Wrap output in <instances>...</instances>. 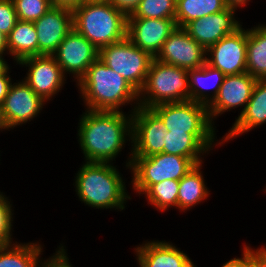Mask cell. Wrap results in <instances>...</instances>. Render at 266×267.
<instances>
[{"label": "cell", "mask_w": 266, "mask_h": 267, "mask_svg": "<svg viewBox=\"0 0 266 267\" xmlns=\"http://www.w3.org/2000/svg\"><path fill=\"white\" fill-rule=\"evenodd\" d=\"M79 121L78 141L87 162L111 163L132 140V114L86 109Z\"/></svg>", "instance_id": "1"}, {"label": "cell", "mask_w": 266, "mask_h": 267, "mask_svg": "<svg viewBox=\"0 0 266 267\" xmlns=\"http://www.w3.org/2000/svg\"><path fill=\"white\" fill-rule=\"evenodd\" d=\"M77 84L88 110L121 112L120 107L130 102L132 111L139 107V92L99 58Z\"/></svg>", "instance_id": "2"}, {"label": "cell", "mask_w": 266, "mask_h": 267, "mask_svg": "<svg viewBox=\"0 0 266 267\" xmlns=\"http://www.w3.org/2000/svg\"><path fill=\"white\" fill-rule=\"evenodd\" d=\"M76 174V194L80 201L92 208L122 211L125 202L131 197L126 192L125 182L118 169L107 162H87Z\"/></svg>", "instance_id": "3"}, {"label": "cell", "mask_w": 266, "mask_h": 267, "mask_svg": "<svg viewBox=\"0 0 266 267\" xmlns=\"http://www.w3.org/2000/svg\"><path fill=\"white\" fill-rule=\"evenodd\" d=\"M72 15L73 29L98 49L127 37V16L109 1H84Z\"/></svg>", "instance_id": "4"}, {"label": "cell", "mask_w": 266, "mask_h": 267, "mask_svg": "<svg viewBox=\"0 0 266 267\" xmlns=\"http://www.w3.org/2000/svg\"><path fill=\"white\" fill-rule=\"evenodd\" d=\"M187 100H190L188 70L153 59L139 91V106L152 108Z\"/></svg>", "instance_id": "5"}, {"label": "cell", "mask_w": 266, "mask_h": 267, "mask_svg": "<svg viewBox=\"0 0 266 267\" xmlns=\"http://www.w3.org/2000/svg\"><path fill=\"white\" fill-rule=\"evenodd\" d=\"M196 164L189 158L158 153L149 157H130L126 166L133 173L132 188L144 194L153 184L166 179L179 181Z\"/></svg>", "instance_id": "6"}, {"label": "cell", "mask_w": 266, "mask_h": 267, "mask_svg": "<svg viewBox=\"0 0 266 267\" xmlns=\"http://www.w3.org/2000/svg\"><path fill=\"white\" fill-rule=\"evenodd\" d=\"M98 58L121 75L138 92L142 89L154 57L127 37L99 49Z\"/></svg>", "instance_id": "7"}, {"label": "cell", "mask_w": 266, "mask_h": 267, "mask_svg": "<svg viewBox=\"0 0 266 267\" xmlns=\"http://www.w3.org/2000/svg\"><path fill=\"white\" fill-rule=\"evenodd\" d=\"M151 109L161 118L167 131L215 133L206 105L187 100L159 104Z\"/></svg>", "instance_id": "8"}, {"label": "cell", "mask_w": 266, "mask_h": 267, "mask_svg": "<svg viewBox=\"0 0 266 267\" xmlns=\"http://www.w3.org/2000/svg\"><path fill=\"white\" fill-rule=\"evenodd\" d=\"M132 113L131 157H149L164 153L168 131L161 118L151 109L137 107Z\"/></svg>", "instance_id": "9"}, {"label": "cell", "mask_w": 266, "mask_h": 267, "mask_svg": "<svg viewBox=\"0 0 266 267\" xmlns=\"http://www.w3.org/2000/svg\"><path fill=\"white\" fill-rule=\"evenodd\" d=\"M63 74H72L79 80L86 74L91 64L98 58L99 49L96 48L86 37L70 31L52 54Z\"/></svg>", "instance_id": "10"}, {"label": "cell", "mask_w": 266, "mask_h": 267, "mask_svg": "<svg viewBox=\"0 0 266 267\" xmlns=\"http://www.w3.org/2000/svg\"><path fill=\"white\" fill-rule=\"evenodd\" d=\"M208 53V54H207ZM206 63L225 76L246 73L247 30L242 26L206 50Z\"/></svg>", "instance_id": "11"}, {"label": "cell", "mask_w": 266, "mask_h": 267, "mask_svg": "<svg viewBox=\"0 0 266 267\" xmlns=\"http://www.w3.org/2000/svg\"><path fill=\"white\" fill-rule=\"evenodd\" d=\"M206 57V50L183 28L176 27L154 59L190 70L203 66Z\"/></svg>", "instance_id": "12"}, {"label": "cell", "mask_w": 266, "mask_h": 267, "mask_svg": "<svg viewBox=\"0 0 266 267\" xmlns=\"http://www.w3.org/2000/svg\"><path fill=\"white\" fill-rule=\"evenodd\" d=\"M18 64L29 67L27 76L23 80L45 102L51 100L62 89L64 81H66L61 67L52 55L28 57Z\"/></svg>", "instance_id": "13"}, {"label": "cell", "mask_w": 266, "mask_h": 267, "mask_svg": "<svg viewBox=\"0 0 266 267\" xmlns=\"http://www.w3.org/2000/svg\"><path fill=\"white\" fill-rule=\"evenodd\" d=\"M176 27L175 18H127V38L155 57Z\"/></svg>", "instance_id": "14"}, {"label": "cell", "mask_w": 266, "mask_h": 267, "mask_svg": "<svg viewBox=\"0 0 266 267\" xmlns=\"http://www.w3.org/2000/svg\"><path fill=\"white\" fill-rule=\"evenodd\" d=\"M44 102L24 80L11 84L2 103L9 128L13 129L37 117L46 104Z\"/></svg>", "instance_id": "15"}, {"label": "cell", "mask_w": 266, "mask_h": 267, "mask_svg": "<svg viewBox=\"0 0 266 267\" xmlns=\"http://www.w3.org/2000/svg\"><path fill=\"white\" fill-rule=\"evenodd\" d=\"M33 23L38 38V55H52L73 29L72 10L52 6Z\"/></svg>", "instance_id": "16"}, {"label": "cell", "mask_w": 266, "mask_h": 267, "mask_svg": "<svg viewBox=\"0 0 266 267\" xmlns=\"http://www.w3.org/2000/svg\"><path fill=\"white\" fill-rule=\"evenodd\" d=\"M256 81L257 79L247 72L225 76L218 95L207 107L212 124L214 125L213 119L217 116L242 106L244 108L241 114L251 98Z\"/></svg>", "instance_id": "17"}, {"label": "cell", "mask_w": 266, "mask_h": 267, "mask_svg": "<svg viewBox=\"0 0 266 267\" xmlns=\"http://www.w3.org/2000/svg\"><path fill=\"white\" fill-rule=\"evenodd\" d=\"M235 9L206 15L187 23L183 29L205 50L228 34L234 33L242 25L235 19Z\"/></svg>", "instance_id": "18"}, {"label": "cell", "mask_w": 266, "mask_h": 267, "mask_svg": "<svg viewBox=\"0 0 266 267\" xmlns=\"http://www.w3.org/2000/svg\"><path fill=\"white\" fill-rule=\"evenodd\" d=\"M135 252L140 267H196L187 254L166 241L146 242Z\"/></svg>", "instance_id": "19"}, {"label": "cell", "mask_w": 266, "mask_h": 267, "mask_svg": "<svg viewBox=\"0 0 266 267\" xmlns=\"http://www.w3.org/2000/svg\"><path fill=\"white\" fill-rule=\"evenodd\" d=\"M266 123V79H257L249 102L244 111L238 116L231 130L226 133V136L221 143L217 142L214 145L224 144L232 138L244 134L257 126Z\"/></svg>", "instance_id": "20"}, {"label": "cell", "mask_w": 266, "mask_h": 267, "mask_svg": "<svg viewBox=\"0 0 266 267\" xmlns=\"http://www.w3.org/2000/svg\"><path fill=\"white\" fill-rule=\"evenodd\" d=\"M215 134L168 131L164 153L187 157L196 165L200 164L202 163L201 156L213 147Z\"/></svg>", "instance_id": "21"}, {"label": "cell", "mask_w": 266, "mask_h": 267, "mask_svg": "<svg viewBox=\"0 0 266 267\" xmlns=\"http://www.w3.org/2000/svg\"><path fill=\"white\" fill-rule=\"evenodd\" d=\"M190 100L207 107L218 95L225 75L216 68L205 63L200 68L188 70ZM211 88V89H210ZM213 89V94L208 93Z\"/></svg>", "instance_id": "22"}, {"label": "cell", "mask_w": 266, "mask_h": 267, "mask_svg": "<svg viewBox=\"0 0 266 267\" xmlns=\"http://www.w3.org/2000/svg\"><path fill=\"white\" fill-rule=\"evenodd\" d=\"M8 53L18 64L21 60L38 55V38L33 22L18 20L7 36Z\"/></svg>", "instance_id": "23"}, {"label": "cell", "mask_w": 266, "mask_h": 267, "mask_svg": "<svg viewBox=\"0 0 266 267\" xmlns=\"http://www.w3.org/2000/svg\"><path fill=\"white\" fill-rule=\"evenodd\" d=\"M247 73L256 79H266V25L247 29Z\"/></svg>", "instance_id": "24"}, {"label": "cell", "mask_w": 266, "mask_h": 267, "mask_svg": "<svg viewBox=\"0 0 266 267\" xmlns=\"http://www.w3.org/2000/svg\"><path fill=\"white\" fill-rule=\"evenodd\" d=\"M202 163L195 165L179 180L178 209L185 211L201 203L209 197V189L205 185L203 174L200 171Z\"/></svg>", "instance_id": "25"}, {"label": "cell", "mask_w": 266, "mask_h": 267, "mask_svg": "<svg viewBox=\"0 0 266 267\" xmlns=\"http://www.w3.org/2000/svg\"><path fill=\"white\" fill-rule=\"evenodd\" d=\"M42 252L38 242L0 245V267H42Z\"/></svg>", "instance_id": "26"}, {"label": "cell", "mask_w": 266, "mask_h": 267, "mask_svg": "<svg viewBox=\"0 0 266 267\" xmlns=\"http://www.w3.org/2000/svg\"><path fill=\"white\" fill-rule=\"evenodd\" d=\"M224 0H177L175 22L183 28L187 23L225 10Z\"/></svg>", "instance_id": "27"}, {"label": "cell", "mask_w": 266, "mask_h": 267, "mask_svg": "<svg viewBox=\"0 0 266 267\" xmlns=\"http://www.w3.org/2000/svg\"><path fill=\"white\" fill-rule=\"evenodd\" d=\"M178 189L179 181L166 179L153 184L144 194L149 204L163 212L172 206L178 208Z\"/></svg>", "instance_id": "28"}, {"label": "cell", "mask_w": 266, "mask_h": 267, "mask_svg": "<svg viewBox=\"0 0 266 267\" xmlns=\"http://www.w3.org/2000/svg\"><path fill=\"white\" fill-rule=\"evenodd\" d=\"M177 0H141L137 9L127 18H175Z\"/></svg>", "instance_id": "29"}, {"label": "cell", "mask_w": 266, "mask_h": 267, "mask_svg": "<svg viewBox=\"0 0 266 267\" xmlns=\"http://www.w3.org/2000/svg\"><path fill=\"white\" fill-rule=\"evenodd\" d=\"M13 3L18 20L28 22L38 20L52 7L46 0H13Z\"/></svg>", "instance_id": "30"}, {"label": "cell", "mask_w": 266, "mask_h": 267, "mask_svg": "<svg viewBox=\"0 0 266 267\" xmlns=\"http://www.w3.org/2000/svg\"><path fill=\"white\" fill-rule=\"evenodd\" d=\"M12 204L8 198L0 192V245L11 244L12 241Z\"/></svg>", "instance_id": "31"}, {"label": "cell", "mask_w": 266, "mask_h": 267, "mask_svg": "<svg viewBox=\"0 0 266 267\" xmlns=\"http://www.w3.org/2000/svg\"><path fill=\"white\" fill-rule=\"evenodd\" d=\"M17 21L13 0H0V31L8 36Z\"/></svg>", "instance_id": "32"}, {"label": "cell", "mask_w": 266, "mask_h": 267, "mask_svg": "<svg viewBox=\"0 0 266 267\" xmlns=\"http://www.w3.org/2000/svg\"><path fill=\"white\" fill-rule=\"evenodd\" d=\"M42 267H72L62 244L55 255L43 262Z\"/></svg>", "instance_id": "33"}, {"label": "cell", "mask_w": 266, "mask_h": 267, "mask_svg": "<svg viewBox=\"0 0 266 267\" xmlns=\"http://www.w3.org/2000/svg\"><path fill=\"white\" fill-rule=\"evenodd\" d=\"M241 258H233L224 263L222 267H250L252 265V248L244 246Z\"/></svg>", "instance_id": "34"}, {"label": "cell", "mask_w": 266, "mask_h": 267, "mask_svg": "<svg viewBox=\"0 0 266 267\" xmlns=\"http://www.w3.org/2000/svg\"><path fill=\"white\" fill-rule=\"evenodd\" d=\"M140 1L141 0H110L109 2L126 16H129L137 9Z\"/></svg>", "instance_id": "35"}, {"label": "cell", "mask_w": 266, "mask_h": 267, "mask_svg": "<svg viewBox=\"0 0 266 267\" xmlns=\"http://www.w3.org/2000/svg\"><path fill=\"white\" fill-rule=\"evenodd\" d=\"M252 266L253 267H266V247L252 248Z\"/></svg>", "instance_id": "36"}, {"label": "cell", "mask_w": 266, "mask_h": 267, "mask_svg": "<svg viewBox=\"0 0 266 267\" xmlns=\"http://www.w3.org/2000/svg\"><path fill=\"white\" fill-rule=\"evenodd\" d=\"M9 73L10 72L7 71L4 74H0V105H2L10 88V85L12 84Z\"/></svg>", "instance_id": "37"}, {"label": "cell", "mask_w": 266, "mask_h": 267, "mask_svg": "<svg viewBox=\"0 0 266 267\" xmlns=\"http://www.w3.org/2000/svg\"><path fill=\"white\" fill-rule=\"evenodd\" d=\"M86 0H52V6L68 8L74 10Z\"/></svg>", "instance_id": "38"}, {"label": "cell", "mask_w": 266, "mask_h": 267, "mask_svg": "<svg viewBox=\"0 0 266 267\" xmlns=\"http://www.w3.org/2000/svg\"><path fill=\"white\" fill-rule=\"evenodd\" d=\"M226 7L237 10L238 7H243L249 0H224Z\"/></svg>", "instance_id": "39"}, {"label": "cell", "mask_w": 266, "mask_h": 267, "mask_svg": "<svg viewBox=\"0 0 266 267\" xmlns=\"http://www.w3.org/2000/svg\"><path fill=\"white\" fill-rule=\"evenodd\" d=\"M5 53L6 52H0V74H4L10 69L3 56V54L5 55Z\"/></svg>", "instance_id": "40"}, {"label": "cell", "mask_w": 266, "mask_h": 267, "mask_svg": "<svg viewBox=\"0 0 266 267\" xmlns=\"http://www.w3.org/2000/svg\"><path fill=\"white\" fill-rule=\"evenodd\" d=\"M0 52H7L8 54V45H7V36L0 31Z\"/></svg>", "instance_id": "41"}, {"label": "cell", "mask_w": 266, "mask_h": 267, "mask_svg": "<svg viewBox=\"0 0 266 267\" xmlns=\"http://www.w3.org/2000/svg\"><path fill=\"white\" fill-rule=\"evenodd\" d=\"M8 130L10 129L7 122H6V119L4 117V112H3V108H2V105H0V130Z\"/></svg>", "instance_id": "42"}, {"label": "cell", "mask_w": 266, "mask_h": 267, "mask_svg": "<svg viewBox=\"0 0 266 267\" xmlns=\"http://www.w3.org/2000/svg\"><path fill=\"white\" fill-rule=\"evenodd\" d=\"M86 1H110V0H86Z\"/></svg>", "instance_id": "43"}, {"label": "cell", "mask_w": 266, "mask_h": 267, "mask_svg": "<svg viewBox=\"0 0 266 267\" xmlns=\"http://www.w3.org/2000/svg\"><path fill=\"white\" fill-rule=\"evenodd\" d=\"M47 2H49L52 5V0H46Z\"/></svg>", "instance_id": "44"}]
</instances>
